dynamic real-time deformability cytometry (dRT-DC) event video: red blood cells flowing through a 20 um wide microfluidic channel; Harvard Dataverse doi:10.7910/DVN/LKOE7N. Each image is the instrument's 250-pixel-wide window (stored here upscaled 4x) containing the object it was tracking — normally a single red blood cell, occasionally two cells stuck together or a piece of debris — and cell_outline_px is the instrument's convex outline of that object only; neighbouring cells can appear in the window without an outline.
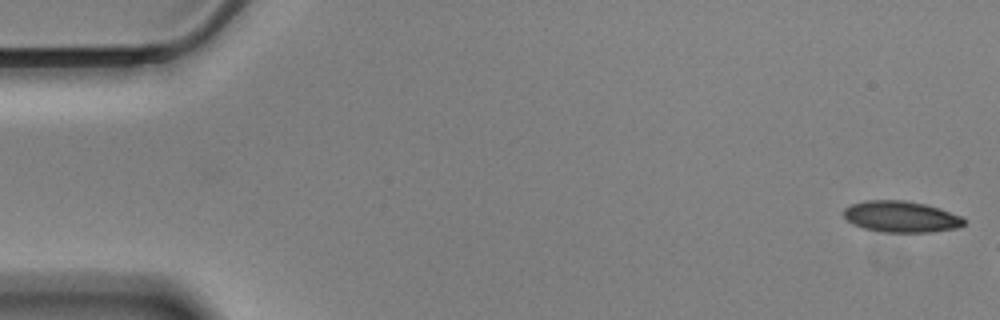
{"species": "Egyptian fruit bat (a non-hibernating species)", "species_latin": "Rousettus aegyptiacus", "temperature_condition": "cold", "stored_images_in_passage": 10, "camera_frame_rate_fps": 3000, "um_per_image_px": 0.085, "animal": {"sex": "male"}, "frame": {"image": 1, "passage_image": 1, "time_ms": 0.0, "image_size_px": [1000, 320], "cell_outline_px": [[964, 224], [956, 228], [928, 232], [880, 232], [864, 228], [852, 224], [844, 216], [844, 208], [852, 204], [864, 200], [904, 200], [924, 204], [940, 208], [960, 216], [964, 220]], "centroid_in_image_um": [76.55, 18.41], "position_along_channel_um": 8.4, "area_um2": 21.79}}